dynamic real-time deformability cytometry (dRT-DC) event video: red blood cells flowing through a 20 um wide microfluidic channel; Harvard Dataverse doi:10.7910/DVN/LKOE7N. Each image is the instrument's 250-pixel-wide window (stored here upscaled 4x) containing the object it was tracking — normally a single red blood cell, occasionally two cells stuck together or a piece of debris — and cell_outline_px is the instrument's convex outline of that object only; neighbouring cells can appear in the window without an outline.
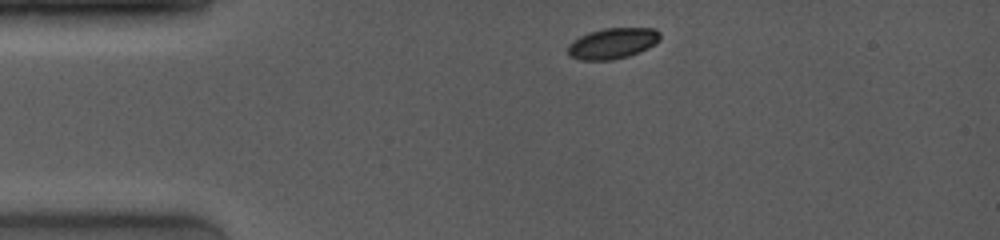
{"species": "common noctule bat (a hibernating species)", "species_latin": "Nyctalus noctula", "temperature_condition": "room temperature", "stored_images_in_passage": 2, "camera_frame_rate_fps": 4000, "um_per_image_px": 0.085, "animal": {"sex": "female", "body_mass_g": 19.0, "forearm_length_mm": 53.3}, "frame": {"image": 1, "passage_image": 1, "time_ms": 0.0, "image_size_px": [1000, 240], "cell_outline_px": [[660, 40], [656, 44], [648, 48], [628, 56], [612, 60], [580, 60], [568, 56], [568, 44], [572, 40], [588, 32], [604, 28], [656, 28], [660, 32]], "centroid_in_image_um": [52.06, 3.68], "position_along_channel_um": 32.9, "area_um2": 16.76}}